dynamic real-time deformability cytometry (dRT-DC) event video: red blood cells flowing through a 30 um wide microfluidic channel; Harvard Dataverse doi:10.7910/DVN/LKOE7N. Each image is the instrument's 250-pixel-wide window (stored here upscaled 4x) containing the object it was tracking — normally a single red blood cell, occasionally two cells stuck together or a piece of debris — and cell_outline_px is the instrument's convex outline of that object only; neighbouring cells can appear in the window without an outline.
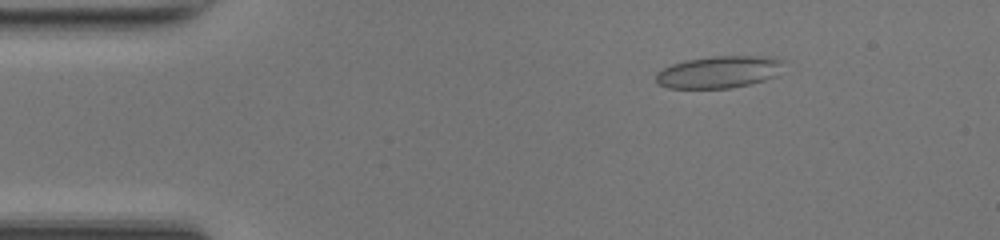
{"species": "common noctule bat (a hibernating species)", "species_latin": "Nyctalus noctula", "temperature_condition": "room temperature", "stored_images_in_passage": 48, "camera_frame_rate_fps": 3000, "um_per_image_px": 0.085, "animal": {"sex": "female", "body_mass_g": 17.0, "forearm_length_mm": 48.0}, "frame": {"image": 1, "passage_image": 7, "time_ms": 2.0, "image_size_px": [1000, 240], "cell_outline_px": [[780, 60], [776, 76], [764, 80], [748, 84], [728, 88], [668, 88], [656, 84], [656, 72], [672, 64], [684, 60], [712, 56], [760, 56]], "centroid_in_image_um": [60.98, 6.13], "position_along_channel_um": 24.0, "area_um2": 23.47}}
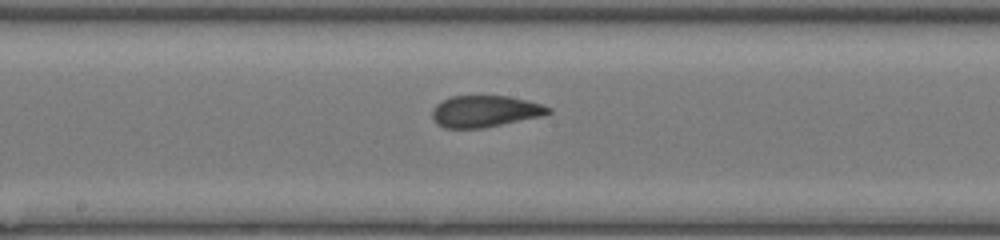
{"frame": {"image": 2, "passage_image": 25, "time_ms": 8.0, "image_size_px": [1000, 240], "cell_outline_px": [[552, 112], [544, 116], [484, 128], [444, 128], [436, 124], [432, 120], [432, 108], [440, 100], [452, 96], [508, 96], [528, 100], [552, 108]], "centroid_in_image_um": [41.21, 9.47], "position_along_channel_um": 207.0, "area_um2": 21.73}}
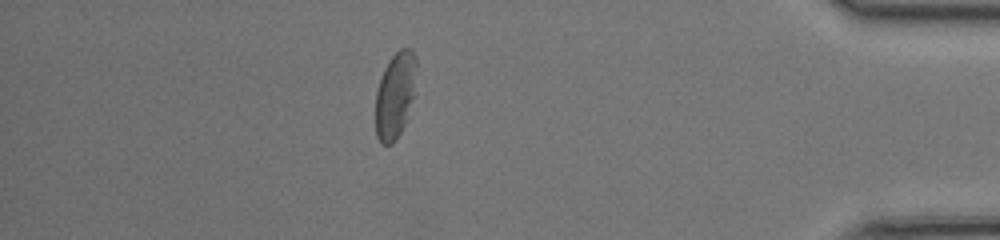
{"frame": {"image": 3, "passage_image": 42, "time_ms": 13.667, "image_size_px": [1000, 240], "cell_outline_px": [[416, 96], [404, 124], [396, 140], [392, 144], [380, 144], [376, 136], [376, 92], [384, 68], [388, 60], [400, 48], [412, 48], [416, 56]], "centroid_in_image_um": [33.62, 8.08], "position_along_channel_um": 401.6, "area_um2": 20.98}, "authors_computed_cell_mechanics": {"area_um2": 22.3686, "velocity_mm_per_s": 4.2473, "shape_relaxation_time_tau1_ms": 6.0412, "shape_relaxation_time_tau2_ms": 1.1104, "deformation_change_tau1": 0.1889, "deformation_change_tau2": 0.0756}}